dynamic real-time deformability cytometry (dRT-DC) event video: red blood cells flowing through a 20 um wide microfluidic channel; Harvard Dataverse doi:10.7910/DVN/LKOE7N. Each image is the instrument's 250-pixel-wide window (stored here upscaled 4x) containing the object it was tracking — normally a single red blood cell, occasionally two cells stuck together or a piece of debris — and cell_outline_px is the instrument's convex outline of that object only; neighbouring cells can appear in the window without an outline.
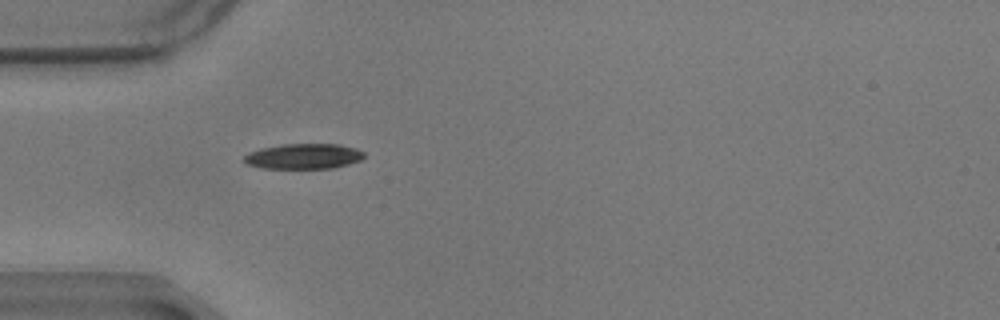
{"species": "common noctule bat (a hibernating species)", "species_latin": "Nyctalus noctula", "temperature_condition": "warm", "stored_images_in_passage": 34, "camera_frame_rate_fps": 3000, "um_per_image_px": 0.085, "animal": {"sex": "male", "body_mass_g": 17.9}, "frame": {"image": 1, "passage_image": 1, "time_ms": 0.0, "image_size_px": [1000, 320], "cell_outline_px": [[364, 156], [360, 160], [348, 164], [332, 168], [260, 168], [244, 164], [244, 156], [248, 152], [260, 148], [284, 144], [340, 144], [356, 148], [364, 152]], "centroid_in_image_um": [25.77, 13.28], "position_along_channel_um": 59.2, "area_um2": 17.8}}
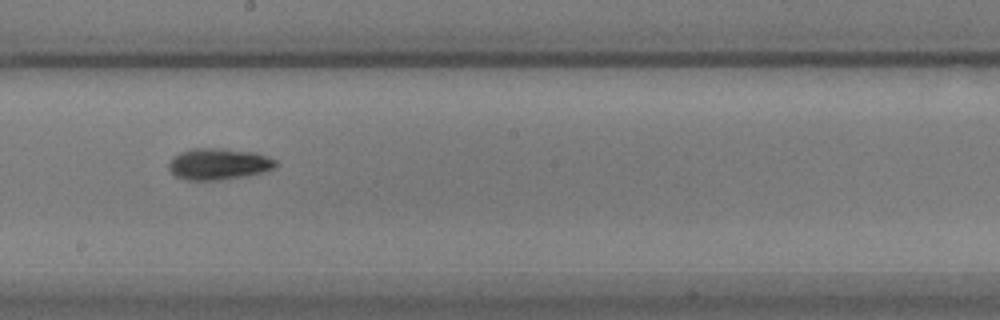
{"frame": {"image": 2, "passage_image": 16, "time_ms": 5.0, "image_size_px": [1000, 320], "cell_outline_px": [[276, 168], [264, 172], [248, 176], [220, 180], [184, 180], [176, 176], [168, 168], [168, 164], [172, 156], [180, 152], [192, 148], [224, 148], [256, 152], [268, 156], [276, 160]], "centroid_in_image_um": [18.6, 13.93], "position_along_channel_um": 229.6, "area_um2": 20.0}}
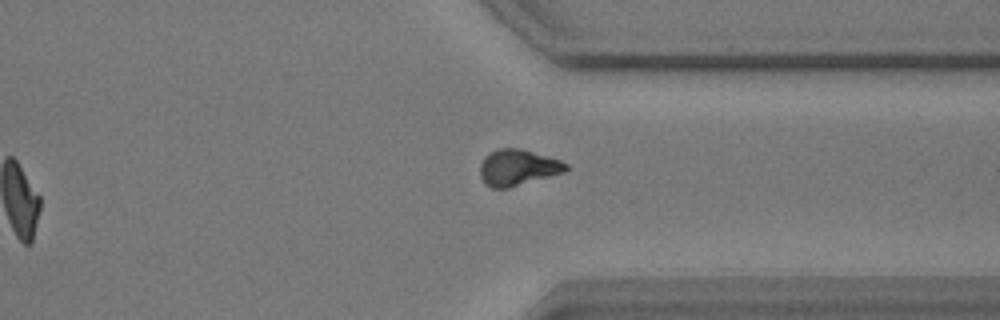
{"frame": {"image": 3, "passage_image": 28, "time_ms": 9.0, "image_size_px": [1000, 320], "cell_outline_px": [[568, 168], [564, 172], [508, 188], [492, 188], [484, 184], [480, 176], [480, 164], [484, 156], [496, 148], [520, 148], [560, 160], [568, 164]], "centroid_in_image_um": [43.97, 14.23], "position_along_channel_um": 367.4, "area_um2": 18.09}, "authors_computed_cell_mechanics": {"area_um2": 18.4093, "velocity_mm_per_s": 3.4663, "shape_relaxation_time_tau1_ms": 2.872, "shape_relaxation_time_tau2_ms": null, "deformation_change_tau1": 0.1397, "deformation_change_tau2": null}}